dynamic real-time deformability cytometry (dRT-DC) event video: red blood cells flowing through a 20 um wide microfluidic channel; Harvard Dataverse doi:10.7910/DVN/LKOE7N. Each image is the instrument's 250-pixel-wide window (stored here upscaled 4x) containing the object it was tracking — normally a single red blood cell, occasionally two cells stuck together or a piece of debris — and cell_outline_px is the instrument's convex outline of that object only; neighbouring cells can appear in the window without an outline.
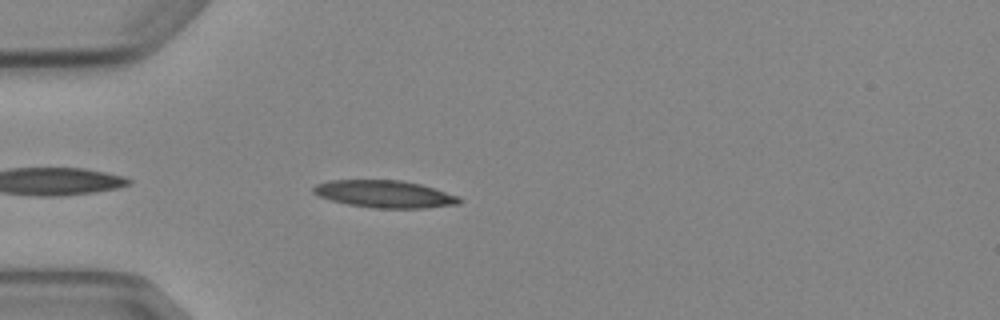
{"species": "Egyptian fruit bat (a non-hibernating species)", "species_latin": "Rousettus aegyptiacus", "temperature_condition": "cold", "stored_images_in_passage": 4, "camera_frame_rate_fps": 3000, "um_per_image_px": 0.085, "animal": {"sex": "female"}, "frame": {"image": 1, "passage_image": 4, "time_ms": 3.333, "image_size_px": [1000, 320], "cell_outline_px": [[464, 200], [460, 204], [424, 208], [376, 208], [348, 204], [332, 200], [320, 196], [312, 192], [312, 188], [316, 184], [328, 180], [400, 180], [420, 184], [460, 196]], "centroid_in_image_um": [32.73, 16.49], "position_along_channel_um": 52.3, "area_um2": 23.24}}